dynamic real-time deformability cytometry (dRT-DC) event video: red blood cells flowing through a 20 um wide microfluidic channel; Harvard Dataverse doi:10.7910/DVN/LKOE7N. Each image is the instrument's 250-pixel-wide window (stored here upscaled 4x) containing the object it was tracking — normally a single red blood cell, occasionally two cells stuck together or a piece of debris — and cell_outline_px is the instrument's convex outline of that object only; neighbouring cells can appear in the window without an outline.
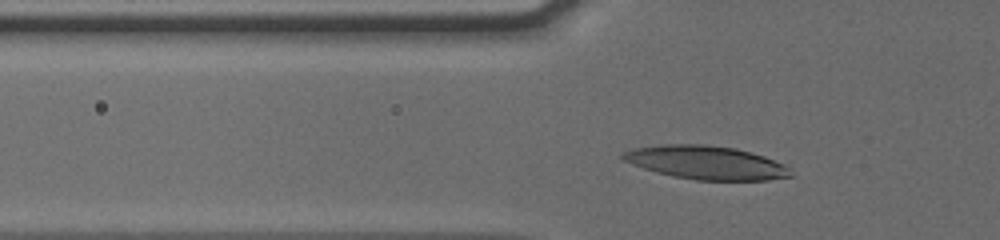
{"species": "human", "species_latin": "Homo sapiens", "temperature_condition": "cold", "stored_images_in_passage": 37, "camera_frame_rate_fps": 3000, "um_per_image_px": 0.085, "donor": {"sex": "male"}, "frame": {"image": 1, "passage_image": 9, "time_ms": 2.667, "image_size_px": [1000, 240], "cell_outline_px": [[792, 176], [768, 180], [696, 180], [672, 176], [656, 172], [620, 160], [620, 156], [624, 152], [632, 148], [664, 144], [704, 144], [736, 148], [764, 156], [784, 164], [792, 168]], "centroid_in_image_um": [60.02, 13.82], "position_along_channel_um": 65.8, "area_um2": 32.95}}
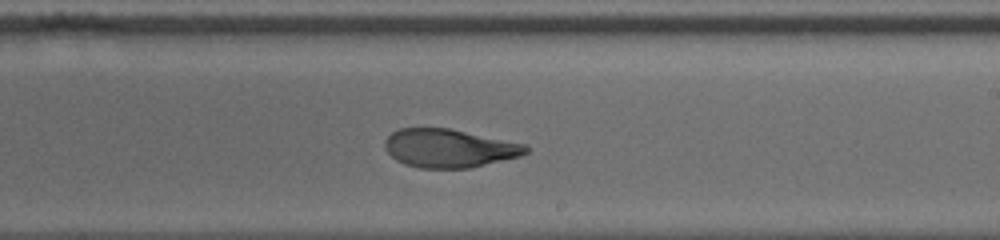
{"frame": {"image": 2, "passage_image": 24, "time_ms": 7.667, "image_size_px": [1000, 240], "cell_outline_px": [[528, 152], [520, 156], [472, 168], [420, 168], [404, 164], [396, 160], [384, 148], [384, 140], [392, 132], [400, 128], [448, 128], [524, 144], [528, 148]], "centroid_in_image_um": [38.14, 12.61], "position_along_channel_um": 250.9, "area_um2": 31.44}}
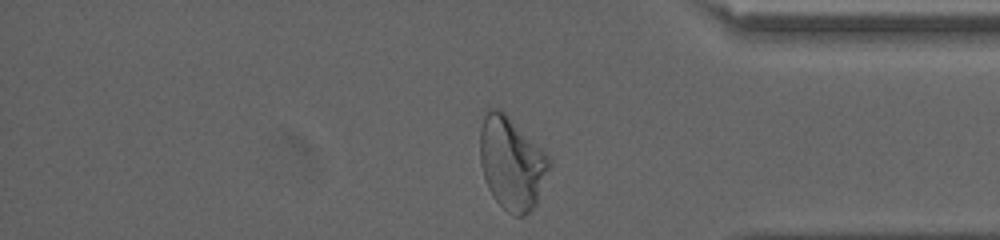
{"frame": {"image": 3, "passage_image": 36, "time_ms": 11.667, "image_size_px": [1000, 240], "cell_outline_px": [[552, 164], [536, 204], [524, 216], [516, 216], [508, 212], [492, 196], [488, 188], [484, 176], [480, 160], [480, 128], [484, 116], [492, 108], [500, 108], [552, 160]], "centroid_in_image_um": [43.49, 13.89], "position_along_channel_um": 391.7, "area_um2": 36.99}, "authors_computed_cell_mechanics": {"area_um2": 32.2524, "velocity_mm_per_s": 3.8203, "shape_relaxation_time_tau1_ms": 5.4738, "shape_relaxation_time_tau2_ms": 1.123, "deformation_change_tau1": 0.2127, "deformation_change_tau2": 0.0705}}